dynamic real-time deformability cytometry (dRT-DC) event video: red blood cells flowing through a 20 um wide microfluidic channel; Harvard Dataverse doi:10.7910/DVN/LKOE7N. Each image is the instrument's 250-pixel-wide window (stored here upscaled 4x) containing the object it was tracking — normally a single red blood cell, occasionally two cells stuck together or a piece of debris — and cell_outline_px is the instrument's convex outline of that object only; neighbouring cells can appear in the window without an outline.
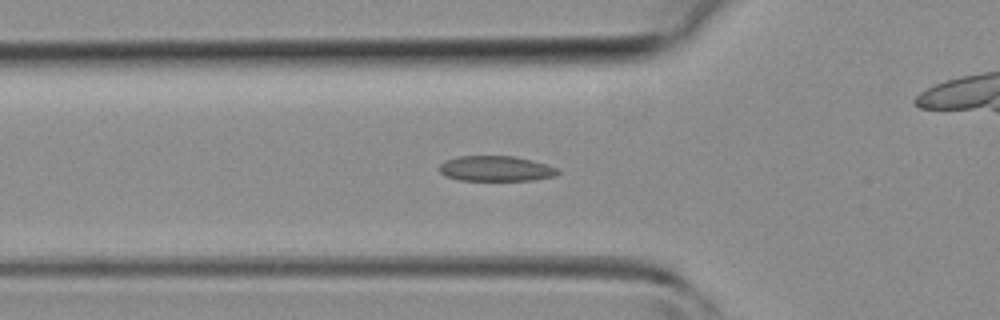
{"species": "common noctule bat (a hibernating species)", "species_latin": "Nyctalus noctula", "temperature_condition": "room temperature", "stored_images_in_passage": 43, "camera_frame_rate_fps": 3000, "um_per_image_px": 0.085, "animal": {"sex": "female", "body_mass_g": 19.3, "forearm_length_mm": 54.1}, "frame": {"image": 1, "passage_image": 14, "time_ms": 4.333, "image_size_px": [1000, 320], "cell_outline_px": [[560, 172], [556, 176], [532, 180], [460, 180], [444, 176], [440, 172], [440, 164], [444, 160], [456, 156], [516, 156], [532, 160], [556, 168]], "centroid_in_image_um": [42.12, 14.32], "position_along_channel_um": 83.7, "area_um2": 17.51}}
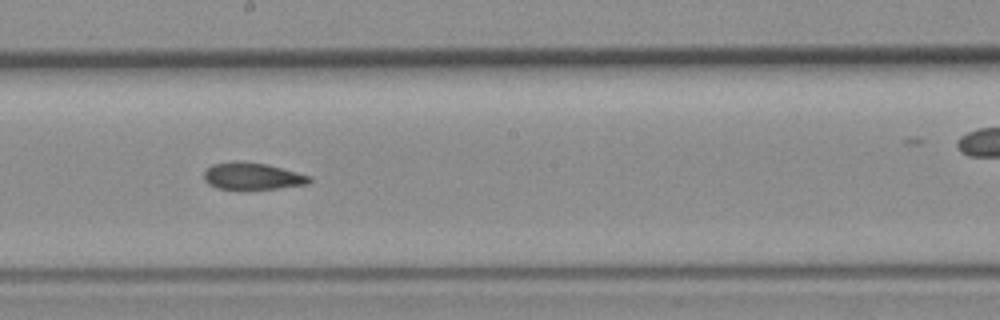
{"frame": {"image": 2, "passage_image": 23, "time_ms": 7.333, "image_size_px": [1000, 320], "cell_outline_px": [[312, 180], [308, 184], [276, 188], [216, 188], [208, 184], [204, 180], [204, 172], [212, 164], [236, 160], [264, 164], [312, 176]], "centroid_in_image_um": [21.43, 14.96], "position_along_channel_um": 226.8, "area_um2": 16.24}}
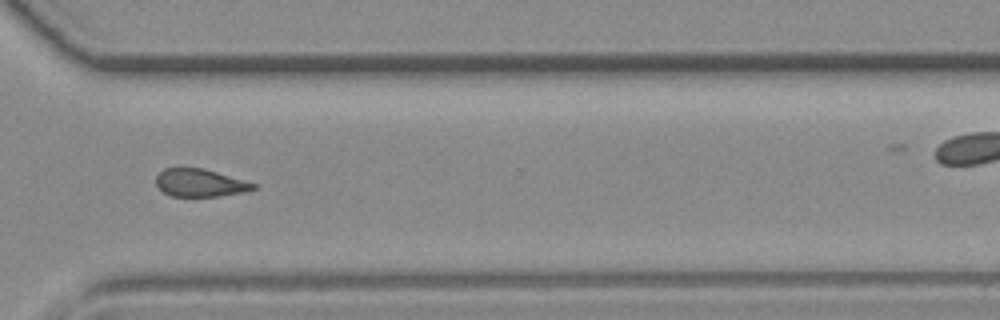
{"frame": {"image": 3, "passage_image": 31, "time_ms": 10.0, "image_size_px": [1000, 320], "cell_outline_px": [[256, 188], [244, 192], [220, 196], [172, 196], [164, 192], [156, 184], [156, 176], [164, 168], [204, 168], [256, 184]], "centroid_in_image_um": [16.99, 15.54], "position_along_channel_um": 353.6, "area_um2": 15.55}}